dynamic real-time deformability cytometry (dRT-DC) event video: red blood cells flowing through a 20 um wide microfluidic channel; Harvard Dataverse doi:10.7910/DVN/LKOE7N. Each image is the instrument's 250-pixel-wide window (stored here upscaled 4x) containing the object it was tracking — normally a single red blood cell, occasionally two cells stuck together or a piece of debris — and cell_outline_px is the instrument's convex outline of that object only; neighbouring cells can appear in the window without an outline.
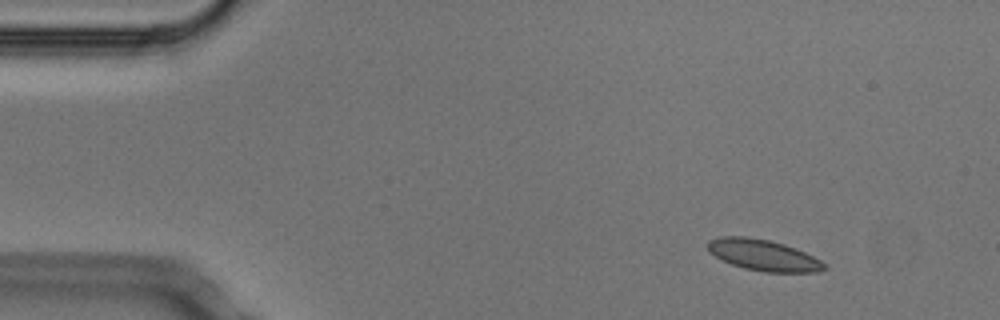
{"species": "Egyptian fruit bat (a non-hibernating species)", "species_latin": "Rousettus aegyptiacus", "temperature_condition": "cold", "stored_images_in_passage": 5, "camera_frame_rate_fps": 3000, "um_per_image_px": 0.085, "animal": {"sex": "male"}, "frame": {"image": 1, "passage_image": 1, "time_ms": 0.0, "image_size_px": [1000, 320], "cell_outline_px": [[828, 268], [820, 272], [764, 272], [744, 268], [732, 264], [708, 252], [708, 240], [720, 236], [744, 236], [768, 240], [784, 244], [796, 248], [828, 264]], "centroid_in_image_um": [64.91, 21.69], "position_along_channel_um": 20.1, "area_um2": 21.15}}
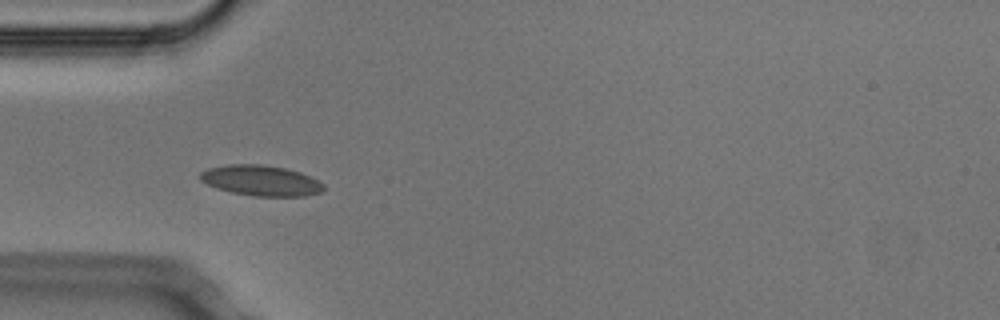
{"frame": {"image": 2, "passage_image": 4, "time_ms": 1.0, "image_size_px": [1000, 320], "cell_outline_px": [[324, 188], [320, 192], [304, 196], [252, 196], [232, 192], [216, 188], [200, 180], [200, 172], [208, 168], [228, 164], [260, 164], [284, 168], [300, 172], [324, 184]], "centroid_in_image_um": [22.15, 15.34], "position_along_channel_um": 62.8, "area_um2": 21.79}}
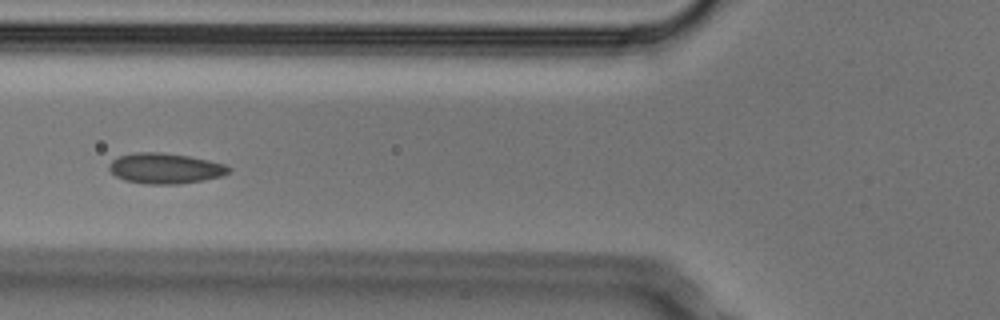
{"frame": {"image": 3, "passage_image": 5, "time_ms": 1.333, "image_size_px": [1000, 320], "cell_outline_px": [[232, 168], [228, 172], [220, 176], [204, 180], [180, 184], [144, 184], [124, 180], [116, 176], [108, 168], [108, 164], [112, 160], [120, 156], [136, 152], [160, 152], [188, 156], [208, 160], [224, 164]], "centroid_in_image_um": [14.02, 14.31], "position_along_channel_um": 111.8, "area_um2": 21.21}}